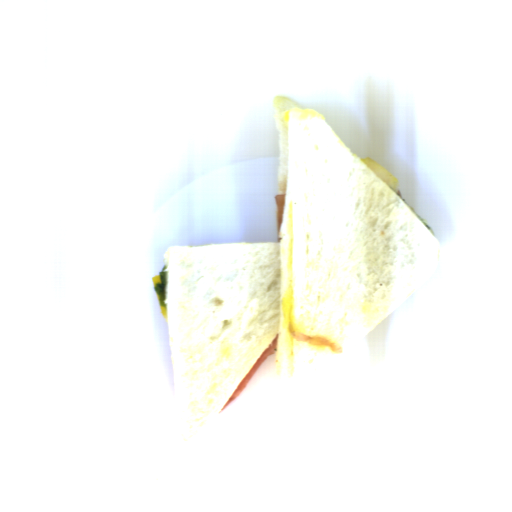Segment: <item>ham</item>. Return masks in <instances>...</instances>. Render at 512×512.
<instances>
[{
	"label": "ham",
	"instance_id": "09b19980",
	"mask_svg": "<svg viewBox=\"0 0 512 512\" xmlns=\"http://www.w3.org/2000/svg\"><path fill=\"white\" fill-rule=\"evenodd\" d=\"M274 200H275V207H276L277 231H278V239H279L282 218H283L285 194H279V195L274 196Z\"/></svg>",
	"mask_w": 512,
	"mask_h": 512
},
{
	"label": "ham",
	"instance_id": "37f43c06",
	"mask_svg": "<svg viewBox=\"0 0 512 512\" xmlns=\"http://www.w3.org/2000/svg\"><path fill=\"white\" fill-rule=\"evenodd\" d=\"M277 345H278V334L275 336V338L272 340V342L269 344V346L261 353L257 362L249 370V372L245 375V377L242 379V381L239 383V385L236 387V389L230 395V397L228 398L227 402L223 406L220 413H222L225 409H227L229 406H231L235 402V400L239 397V395L242 393V391L245 389V387L248 385V383L251 381V379L257 373V371L274 355L275 352H277Z\"/></svg>",
	"mask_w": 512,
	"mask_h": 512
}]
</instances>
